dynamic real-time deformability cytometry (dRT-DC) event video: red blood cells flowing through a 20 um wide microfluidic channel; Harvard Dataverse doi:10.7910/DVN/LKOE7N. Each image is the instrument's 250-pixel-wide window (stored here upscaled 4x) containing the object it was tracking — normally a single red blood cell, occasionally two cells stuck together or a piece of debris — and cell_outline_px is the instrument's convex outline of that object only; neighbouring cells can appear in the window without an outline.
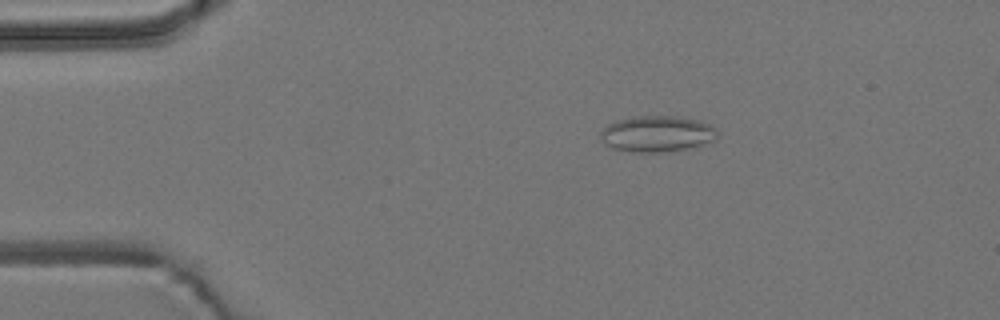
{"species": "common noctule bat (a hibernating species)", "species_latin": "Nyctalus noctula", "temperature_condition": "room temperature", "stored_images_in_passage": 48, "camera_frame_rate_fps": 3000, "um_per_image_px": 0.085, "animal": {"sex": "male", "body_mass_g": 19.2, "forearm_length_mm": 51.8}, "frame": {"image": 1, "passage_image": 3, "time_ms": 0.667, "image_size_px": [1000, 320], "cell_outline_px": [[716, 140], [688, 148], [664, 152], [632, 152], [612, 148], [604, 144], [600, 136], [600, 132], [608, 124], [616, 120], [632, 116], [676, 116], [700, 120], [716, 128]], "centroid_in_image_um": [55.82, 11.37], "position_along_channel_um": 29.2, "area_um2": 24.68}}
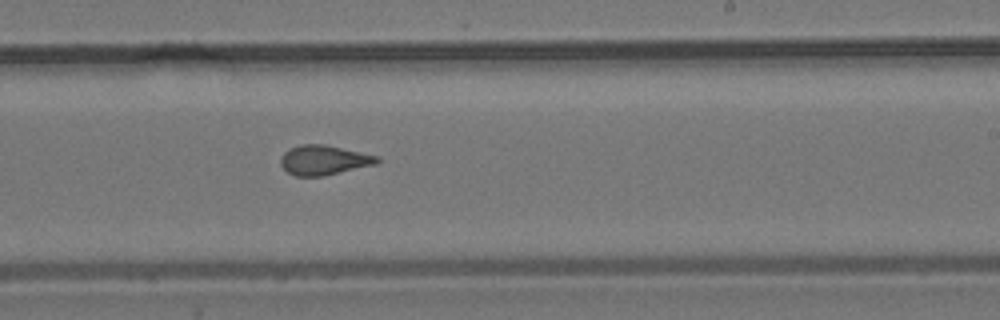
{"frame": {"image": 2, "passage_image": 26, "time_ms": 8.333, "image_size_px": [1000, 320], "cell_outline_px": [[380, 160], [376, 164], [324, 176], [296, 176], [288, 172], [280, 164], [280, 156], [288, 148], [300, 144], [324, 144], [380, 156]], "centroid_in_image_um": [27.52, 13.6], "position_along_channel_um": 261.5, "area_um2": 16.82}}
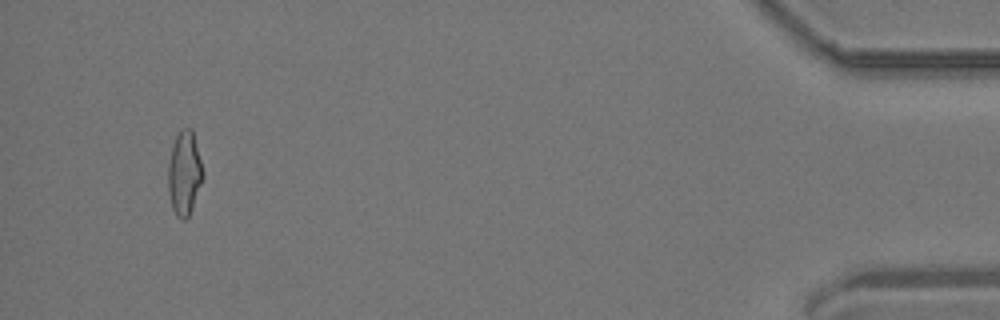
{"frame": {"image": 3, "passage_image": 45, "time_ms": 14.667, "image_size_px": [1000, 320], "cell_outline_px": [[204, 176], [192, 208], [188, 216], [184, 220], [176, 216], [172, 208], [168, 192], [168, 164], [172, 144], [180, 128], [192, 128], [204, 172]], "centroid_in_image_um": [15.67, 14.7], "position_along_channel_um": 419.5, "area_um2": 17.17}, "authors_computed_cell_mechanics": {"area_um2": 16.9354, "velocity_mm_per_s": 3.7559, "shape_relaxation_time_tau1_ms": null, "shape_relaxation_time_tau2_ms": 1.4665, "deformation_change_tau1": null, "deformation_change_tau2": 0.1025}}